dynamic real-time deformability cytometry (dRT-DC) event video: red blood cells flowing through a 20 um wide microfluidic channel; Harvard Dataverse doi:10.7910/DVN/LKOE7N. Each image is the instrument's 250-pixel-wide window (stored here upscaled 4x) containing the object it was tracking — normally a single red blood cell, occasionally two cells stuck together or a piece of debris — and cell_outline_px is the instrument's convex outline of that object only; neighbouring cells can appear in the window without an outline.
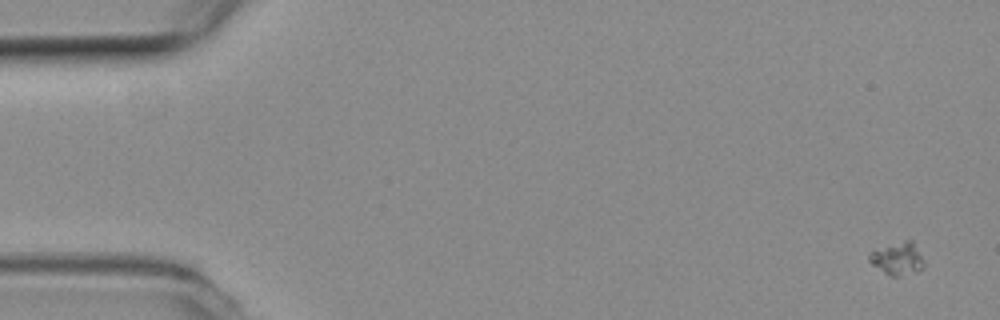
{"species": "common noctule bat (a hibernating species)", "species_latin": "Nyctalus noctula", "temperature_condition": "room temperature", "stored_images_in_passage": 6, "camera_frame_rate_fps": 3000, "um_per_image_px": 0.085, "animal": {"sex": "female", "body_mass_g": 19.3, "forearm_length_mm": 54.1}, "frame": {"image": 1, "passage_image": 1, "time_ms": 0.0, "image_size_px": [1000, 320], "cell_outline_px": [[924, 268], [916, 272], [900, 276], [888, 276], [872, 264], [868, 260], [868, 252], [904, 240], [912, 240], [924, 260]], "centroid_in_image_um": [76.29, 22.0], "position_along_channel_um": 8.7, "area_um2": 10.46}}